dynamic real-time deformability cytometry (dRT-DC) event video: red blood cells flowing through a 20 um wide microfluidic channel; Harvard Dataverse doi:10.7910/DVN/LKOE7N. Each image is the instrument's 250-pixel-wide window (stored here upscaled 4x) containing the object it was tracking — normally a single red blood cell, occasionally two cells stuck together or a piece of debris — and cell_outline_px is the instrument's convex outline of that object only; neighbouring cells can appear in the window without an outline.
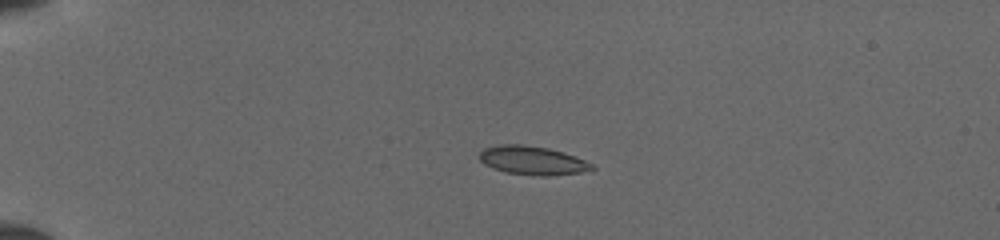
{"species": "common noctule bat (a hibernating species)", "species_latin": "Nyctalus noctula", "temperature_condition": "cold", "stored_images_in_passage": 38, "camera_frame_rate_fps": 3000, "um_per_image_px": 0.085, "animal": {"sex": "female", "body_mass_g": 19.5, "forearm_length_mm": 54.1}, "frame": {"image": 1, "passage_image": 1, "time_ms": 0.0, "image_size_px": [1000, 240], "cell_outline_px": [[596, 168], [580, 172], [548, 176], [540, 176], [504, 172], [492, 168], [484, 164], [480, 160], [480, 152], [484, 148], [500, 144], [520, 144], [548, 148], [564, 152], [584, 160], [592, 164]], "centroid_in_image_um": [45.23, 13.64], "position_along_channel_um": 39.8, "area_um2": 18.73}}
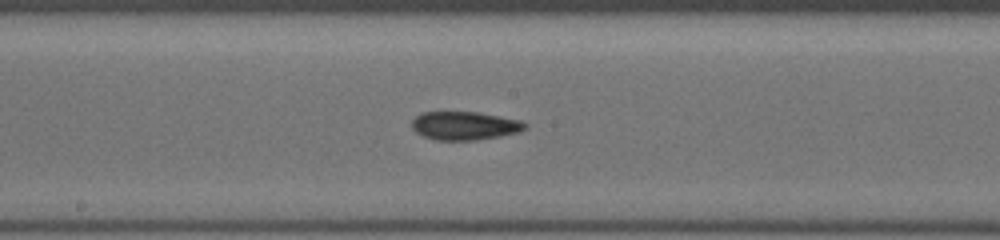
{"frame": {"image": 2, "passage_image": 17, "time_ms": 5.333, "image_size_px": [1000, 240], "cell_outline_px": [[528, 124], [520, 132], [500, 136], [476, 140], [432, 140], [416, 132], [412, 128], [412, 120], [420, 112], [476, 112], [500, 116], [520, 120]], "centroid_in_image_um": [39.48, 10.69], "position_along_channel_um": 208.7, "area_um2": 18.79}}
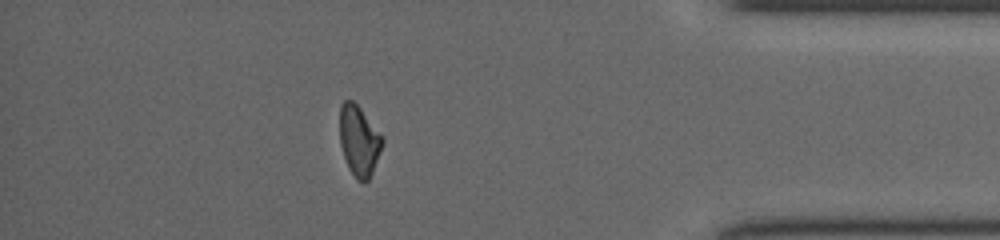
{"frame": {"image": 3, "passage_image": 33, "time_ms": 10.667, "image_size_px": [1000, 240], "cell_outline_px": [[384, 140], [372, 172], [368, 180], [364, 184], [356, 180], [348, 168], [340, 144], [340, 104], [344, 100], [352, 100], [360, 108], [384, 136]], "centroid_in_image_um": [30.51, 11.97], "position_along_channel_um": 404.7, "area_um2": 17.57}}